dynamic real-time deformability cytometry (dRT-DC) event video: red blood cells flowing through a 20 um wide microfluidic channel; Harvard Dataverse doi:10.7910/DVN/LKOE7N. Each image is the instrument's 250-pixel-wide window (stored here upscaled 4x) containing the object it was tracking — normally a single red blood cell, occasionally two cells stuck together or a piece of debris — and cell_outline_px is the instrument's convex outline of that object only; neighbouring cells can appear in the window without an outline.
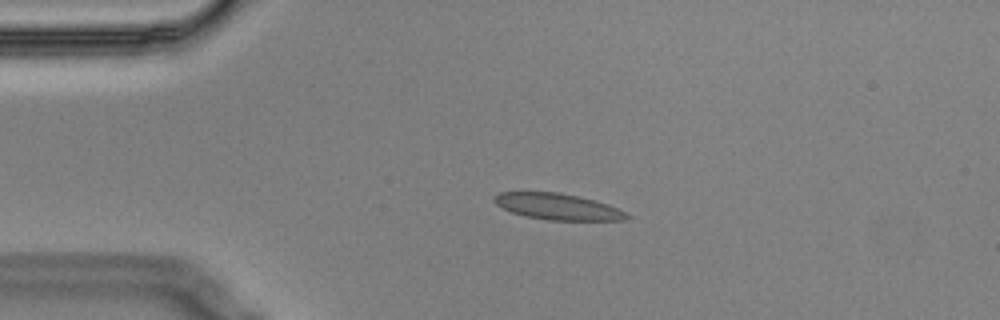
{"species": "Egyptian fruit bat (a non-hibernating species)", "species_latin": "Rousettus aegyptiacus", "temperature_condition": "cold", "stored_images_in_passage": 4, "camera_frame_rate_fps": 3000, "um_per_image_px": 0.085, "animal": {"sex": "male"}, "frame": {"image": 1, "passage_image": 3, "time_ms": 0.667, "image_size_px": [1000, 320], "cell_outline_px": [[632, 216], [624, 220], [548, 220], [524, 216], [512, 212], [496, 204], [492, 200], [492, 196], [500, 192], [560, 192], [580, 196], [608, 204], [628, 212]], "centroid_in_image_um": [47.43, 17.56], "position_along_channel_um": 37.6, "area_um2": 20.46}}